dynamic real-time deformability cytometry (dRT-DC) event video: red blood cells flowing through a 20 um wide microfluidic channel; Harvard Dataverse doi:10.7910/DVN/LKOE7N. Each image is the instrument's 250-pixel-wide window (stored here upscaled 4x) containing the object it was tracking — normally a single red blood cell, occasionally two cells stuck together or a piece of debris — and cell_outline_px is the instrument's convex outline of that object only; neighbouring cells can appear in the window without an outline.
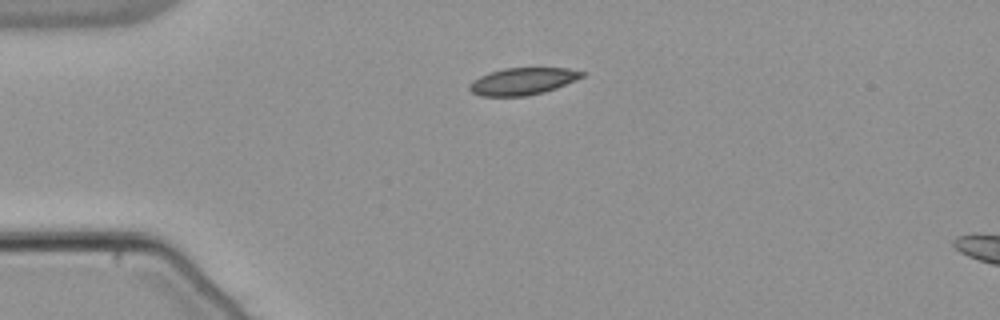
{"species": "common noctule bat (a hibernating species)", "species_latin": "Nyctalus noctula", "temperature_condition": "warm", "stored_images_in_passage": 26, "camera_frame_rate_fps": 3000, "um_per_image_px": 0.085, "animal": {"sex": "male", "body_mass_g": 21.5, "forearm_length_mm": 52.0}, "frame": {"image": 1, "passage_image": 1, "time_ms": 0.0, "image_size_px": [1000, 320], "cell_outline_px": [[588, 72], [584, 76], [576, 80], [556, 88], [544, 92], [528, 96], [480, 96], [472, 92], [468, 88], [468, 84], [472, 80], [488, 72], [504, 68], [568, 68]], "centroid_in_image_um": [44.43, 6.9], "position_along_channel_um": 40.6, "area_um2": 17.98}}
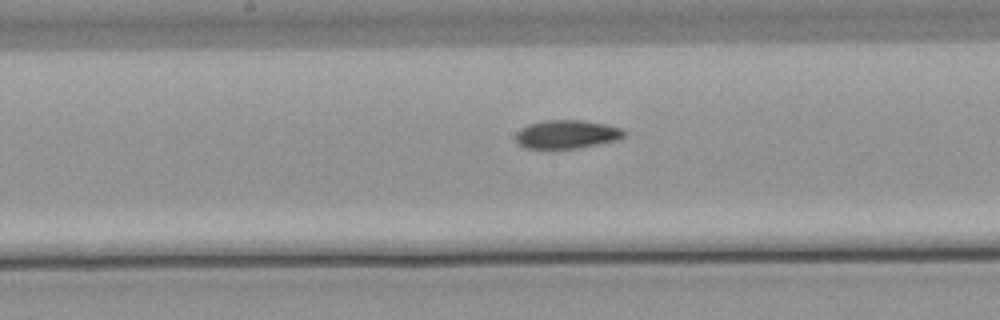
{"frame": {"image": 2, "passage_image": 16, "time_ms": 5.0, "image_size_px": [1000, 320], "cell_outline_px": [[628, 136], [616, 140], [576, 148], [524, 148], [516, 144], [516, 132], [520, 128], [528, 124], [544, 120], [584, 120], [624, 128], [628, 132]], "centroid_in_image_um": [48.19, 11.4], "position_along_channel_um": 200.0, "area_um2": 18.21}}
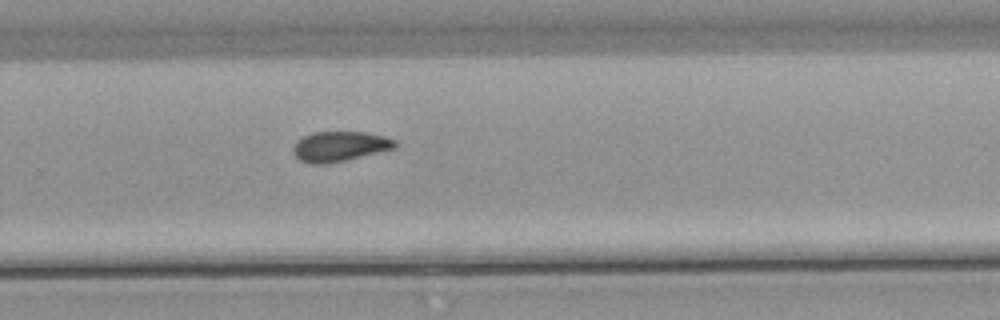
{"frame": {"image": 3, "passage_image": 24, "time_ms": 7.667, "image_size_px": [1000, 320], "cell_outline_px": [[396, 148], [344, 160], [324, 164], [312, 164], [300, 160], [292, 152], [292, 148], [296, 140], [312, 132], [368, 132], [384, 136], [396, 140]], "centroid_in_image_um": [28.85, 12.43], "position_along_channel_um": 300.9, "area_um2": 17.8}}